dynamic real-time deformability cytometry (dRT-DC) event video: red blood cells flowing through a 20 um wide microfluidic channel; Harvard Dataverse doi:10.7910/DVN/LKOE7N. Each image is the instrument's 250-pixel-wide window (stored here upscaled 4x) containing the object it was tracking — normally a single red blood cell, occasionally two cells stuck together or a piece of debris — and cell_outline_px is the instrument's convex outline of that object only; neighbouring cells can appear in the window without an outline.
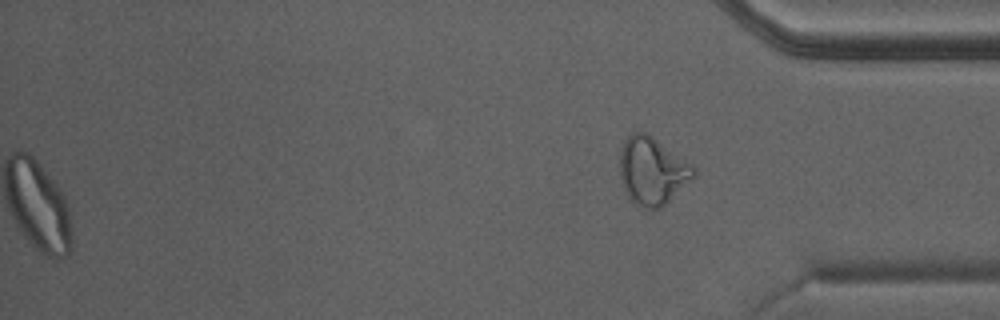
{"species": "Egyptian fruit bat (a non-hibernating species)", "species_latin": "Rousettus aegyptiacus", "temperature_condition": "warm", "stored_images_in_passage": 31, "camera_frame_rate_fps": 3000, "um_per_image_px": 0.085, "animal": {"sex": "male"}, "frame": {"image": 1, "passage_image": 31, "time_ms": 10.0, "image_size_px": [1000, 320], "cell_outline_px": [[696, 176], [692, 180], [660, 208], [644, 208], [636, 204], [628, 196], [624, 188], [620, 176], [620, 148], [624, 140], [632, 132], [644, 132], [652, 136], [692, 164], [696, 168]], "centroid_in_image_um": [55.45, 14.51], "position_along_channel_um": 379.8, "area_um2": 28.96}}